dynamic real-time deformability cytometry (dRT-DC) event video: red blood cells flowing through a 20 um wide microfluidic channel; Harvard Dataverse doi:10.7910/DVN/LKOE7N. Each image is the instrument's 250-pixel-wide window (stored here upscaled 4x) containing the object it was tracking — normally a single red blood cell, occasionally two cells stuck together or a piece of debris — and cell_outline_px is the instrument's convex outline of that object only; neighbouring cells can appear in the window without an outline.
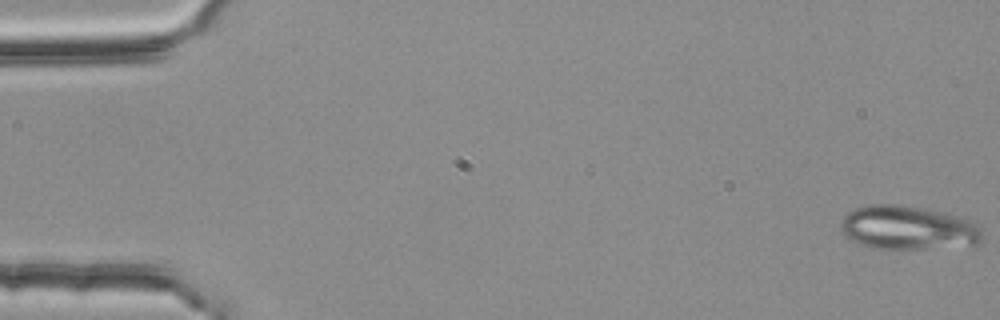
{"species": "common noctule bat (a hibernating species)", "species_latin": "Nyctalus noctula", "temperature_condition": "room temperature", "stored_images_in_passage": 54, "camera_frame_rate_fps": 3000, "um_per_image_px": 0.085, "animal": {"sex": "female", "body_mass_g": 25.1}, "frame": {"image": 1, "passage_image": 1, "time_ms": 0.0, "image_size_px": [1000, 320], "cell_outline_px": [[984, 236], [976, 244], [920, 248], [880, 248], [864, 244], [852, 240], [840, 228], [840, 224], [844, 216], [852, 208], [868, 204], [900, 204], [944, 212], [956, 216], [980, 228]], "centroid_in_image_um": [77.12, 19.32], "position_along_channel_um": 7.9, "area_um2": 35.32}}
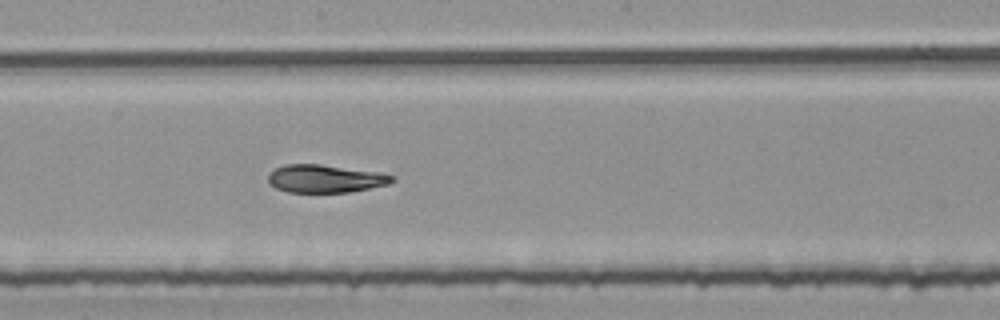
{"frame": {"image": 2, "passage_image": 30, "time_ms": 9.667, "image_size_px": [1000, 320], "cell_outline_px": [[396, 180], [388, 184], [348, 192], [288, 192], [276, 188], [268, 184], [268, 172], [284, 164], [320, 164], [380, 172], [396, 176]], "centroid_in_image_um": [27.63, 15.18], "position_along_channel_um": 220.6, "area_um2": 20.29}}
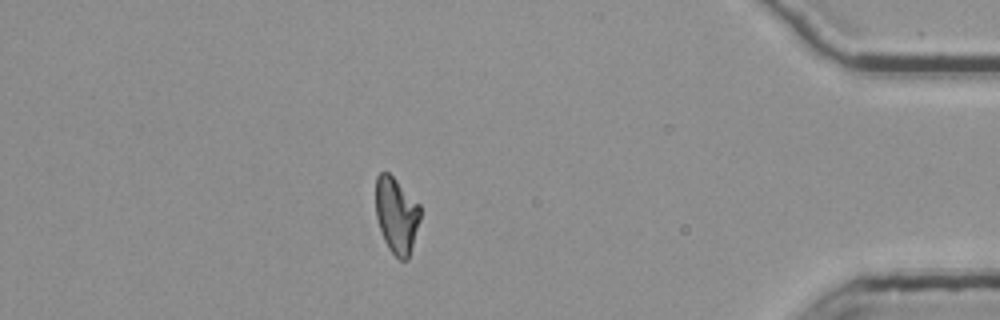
{"frame": {"image": 3, "passage_image": 48, "time_ms": 15.667, "image_size_px": [1000, 320], "cell_outline_px": [[420, 220], [408, 260], [400, 260], [388, 248], [384, 240], [376, 216], [376, 176], [380, 172], [388, 172], [420, 204]], "centroid_in_image_um": [33.7, 18.29], "position_along_channel_um": 401.5, "area_um2": 19.65}, "authors_computed_cell_mechanics": {"area_um2": 21.097, "velocity_mm_per_s": 3.7598, "shape_relaxation_time_tau1_ms": 9.5716, "shape_relaxation_time_tau2_ms": 4.6673, "deformation_change_tau1": 0.2536, "deformation_change_tau2": 0.0799}}